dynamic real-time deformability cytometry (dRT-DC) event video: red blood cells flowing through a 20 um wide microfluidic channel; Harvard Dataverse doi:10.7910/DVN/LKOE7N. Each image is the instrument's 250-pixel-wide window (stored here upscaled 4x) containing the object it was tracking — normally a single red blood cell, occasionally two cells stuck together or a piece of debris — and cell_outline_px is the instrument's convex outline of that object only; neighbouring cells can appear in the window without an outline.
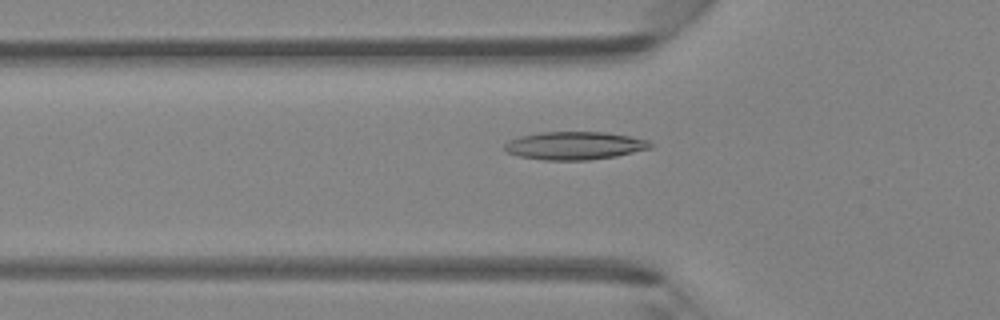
{"species": "Egyptian fruit bat (a non-hibernating species)", "species_latin": "Rousettus aegyptiacus", "temperature_condition": "room temperature", "stored_images_in_passage": 32, "camera_frame_rate_fps": 3000, "um_per_image_px": 0.085, "animal": {"sex": "female"}, "frame": {"image": 1, "passage_image": 2, "time_ms": 0.333, "image_size_px": [1000, 320], "cell_outline_px": [[652, 148], [616, 156], [588, 160], [544, 160], [520, 156], [508, 152], [504, 148], [504, 144], [508, 140], [520, 136], [540, 132], [604, 132], [628, 136], [648, 140], [652, 144]], "centroid_in_image_um": [48.84, 12.38], "position_along_channel_um": 77.0, "area_um2": 23.7}}
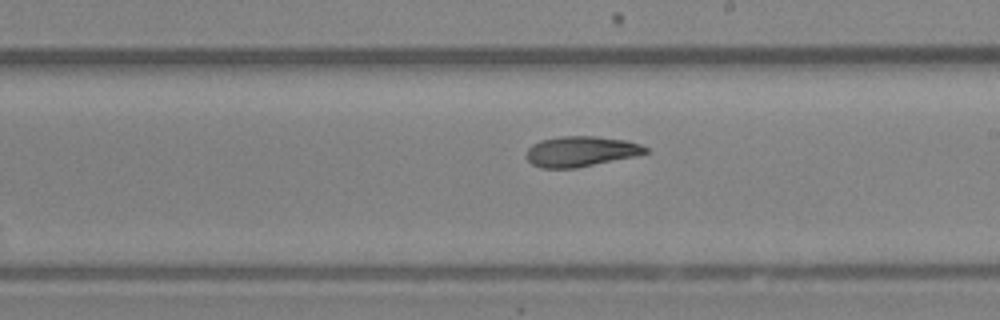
{"frame": {"image": 2, "passage_image": 13, "time_ms": 4.0, "image_size_px": [1000, 320], "cell_outline_px": [[648, 152], [636, 156], [576, 168], [540, 168], [532, 164], [524, 156], [528, 148], [532, 144], [540, 140], [560, 136], [596, 136], [624, 140], [640, 144], [648, 148]], "centroid_in_image_um": [49.34, 12.87], "position_along_channel_um": 239.7, "area_um2": 21.21}}
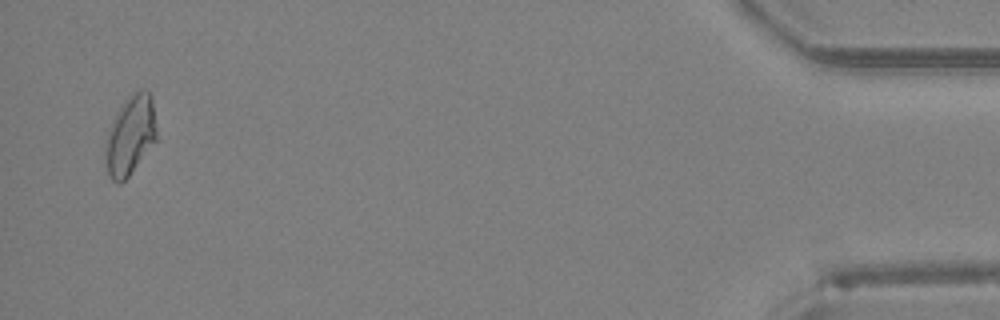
{"frame": {"image": 3, "passage_image": 31, "time_ms": 10.0, "image_size_px": [1000, 320], "cell_outline_px": [[156, 140], [128, 176], [120, 184], [116, 184], [108, 176], [104, 160], [104, 140], [116, 112], [124, 100], [140, 88], [144, 88], [152, 96], [156, 128]], "centroid_in_image_um": [11.03, 11.51], "position_along_channel_um": 424.2, "area_um2": 23.93}}